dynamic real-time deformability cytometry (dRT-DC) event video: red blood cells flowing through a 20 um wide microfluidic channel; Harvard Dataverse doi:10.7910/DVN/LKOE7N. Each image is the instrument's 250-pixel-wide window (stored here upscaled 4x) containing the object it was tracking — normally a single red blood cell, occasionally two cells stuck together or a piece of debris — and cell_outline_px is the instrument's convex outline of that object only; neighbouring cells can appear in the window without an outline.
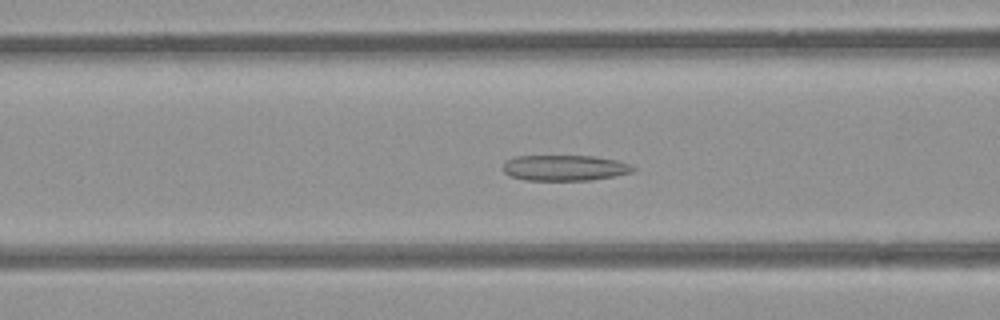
{"species": "common noctule bat (a hibernating species)", "species_latin": "Nyctalus noctula", "temperature_condition": "room temperature", "stored_images_in_passage": 53, "camera_frame_rate_fps": 3000, "um_per_image_px": 0.085, "animal": {"sex": "female", "body_mass_g": 21.9}, "frame": {"image": 1, "passage_image": 20, "time_ms": 6.333, "image_size_px": [1000, 320], "cell_outline_px": [[636, 168], [632, 172], [592, 180], [524, 180], [508, 176], [504, 172], [504, 164], [508, 160], [516, 156], [592, 156], [616, 160], [628, 164]], "centroid_in_image_um": [47.97, 14.27], "position_along_channel_um": 118.6, "area_um2": 19.31}}
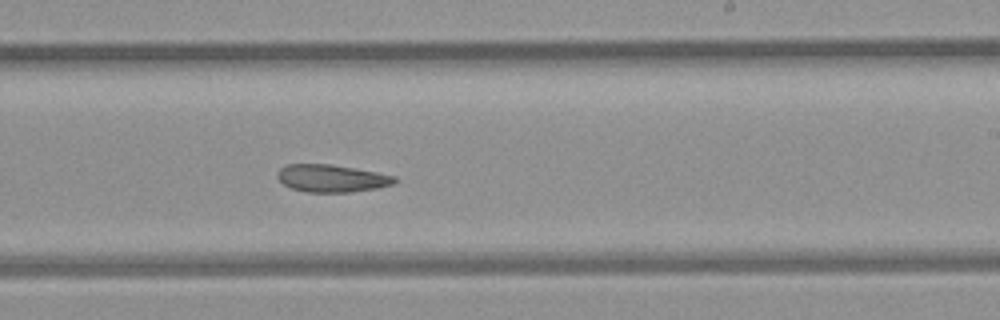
{"frame": {"image": 2, "passage_image": 31, "time_ms": 10.0, "image_size_px": [1000, 320], "cell_outline_px": [[396, 180], [392, 184], [376, 188], [348, 192], [304, 192], [292, 188], [284, 184], [276, 176], [280, 168], [288, 164], [328, 164], [376, 172], [396, 176]], "centroid_in_image_um": [28.16, 15.16], "position_along_channel_um": 260.8, "area_um2": 18.5}}
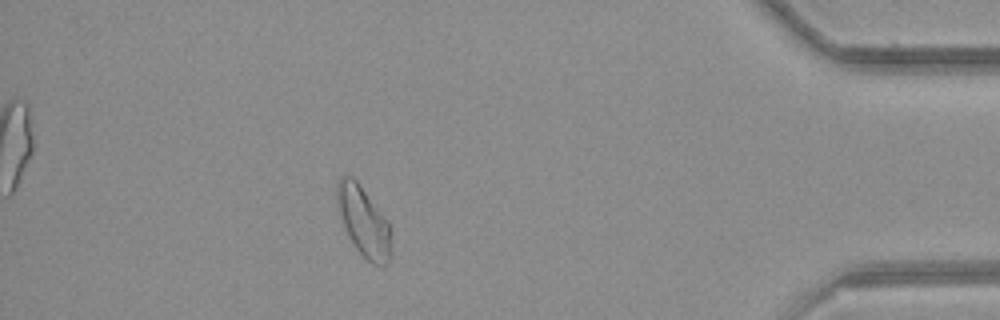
{"frame": {"image": 3, "passage_image": 46, "time_ms": 15.0, "image_size_px": [1000, 320], "cell_outline_px": [[388, 264], [384, 268], [372, 264], [356, 248], [348, 236], [344, 228], [336, 204], [336, 184], [340, 176], [352, 176], [356, 180], [388, 220]], "centroid_in_image_um": [30.84, 18.79], "position_along_channel_um": 404.4, "area_um2": 21.68}, "authors_computed_cell_mechanics": {"area_um2": 21.2704, "velocity_mm_per_s": 3.8751, "shape_relaxation_time_tau1_ms": null, "shape_relaxation_time_tau2_ms": 4.9351, "deformation_change_tau1": null, "deformation_change_tau2": 0.1099}}